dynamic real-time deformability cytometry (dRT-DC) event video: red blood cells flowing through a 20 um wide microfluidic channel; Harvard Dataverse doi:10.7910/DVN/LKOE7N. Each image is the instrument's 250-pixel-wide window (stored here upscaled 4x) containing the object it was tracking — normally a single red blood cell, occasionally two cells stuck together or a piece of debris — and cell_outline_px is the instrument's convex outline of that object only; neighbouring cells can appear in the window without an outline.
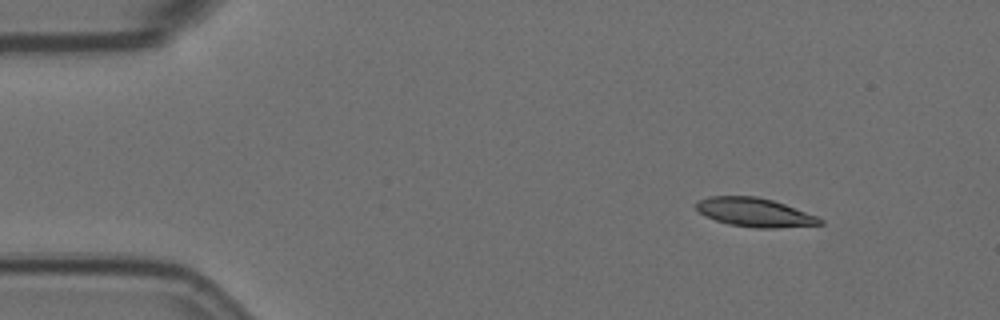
{"species": "Egyptian fruit bat (a non-hibernating species)", "species_latin": "Rousettus aegyptiacus", "temperature_condition": "room temperature", "stored_images_in_passage": 6, "camera_frame_rate_fps": 3000, "um_per_image_px": 0.085, "animal": {"sex": "female"}, "frame": {"image": 1, "passage_image": 1, "time_ms": 0.0, "image_size_px": [1000, 320], "cell_outline_px": [[824, 224], [776, 228], [756, 228], [728, 224], [716, 220], [700, 212], [696, 208], [696, 204], [700, 200], [708, 196], [756, 196], [772, 200], [784, 204], [816, 216], [824, 220]], "centroid_in_image_um": [64.16, 18.05], "position_along_channel_um": 20.8, "area_um2": 20.52}}
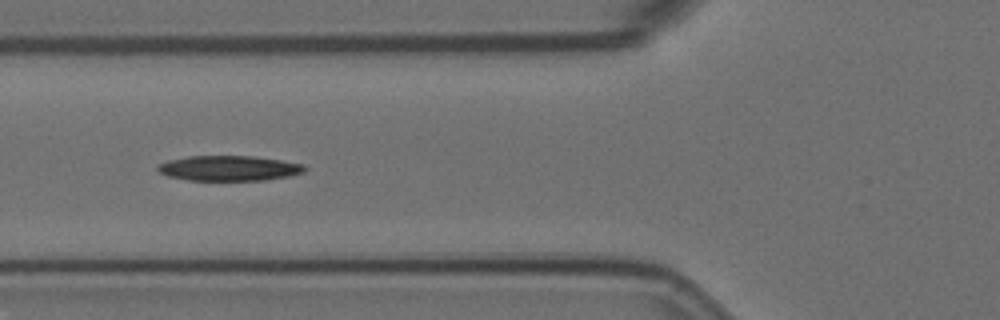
{"frame": {"image": 2, "passage_image": 5, "time_ms": 1.333, "image_size_px": [1000, 320], "cell_outline_px": [[308, 168], [304, 172], [288, 176], [264, 180], [188, 180], [168, 176], [160, 172], [156, 168], [160, 164], [168, 160], [188, 156], [252, 156], [280, 160], [304, 164]], "centroid_in_image_um": [19.48, 14.29], "position_along_channel_um": 106.3, "area_um2": 21.44}}
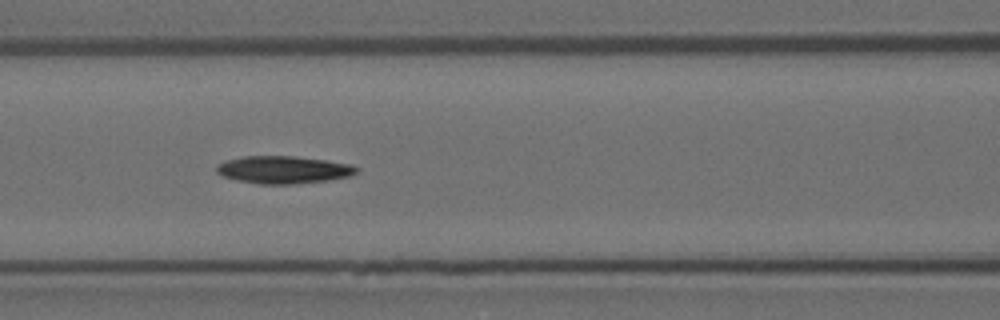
{"frame": {"image": 3, "passage_image": 6, "time_ms": 1.667, "image_size_px": [1000, 320], "cell_outline_px": [[360, 168], [352, 176], [328, 180], [296, 184], [260, 184], [236, 180], [224, 176], [216, 172], [216, 164], [224, 160], [244, 156], [296, 156], [352, 164]], "centroid_in_image_um": [24.09, 14.42], "position_along_channel_um": 142.5, "area_um2": 22.66}}